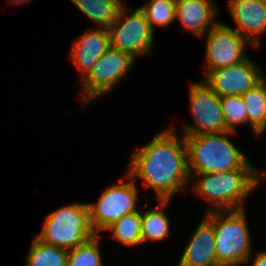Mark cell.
Returning a JSON list of instances; mask_svg holds the SVG:
<instances>
[{
	"label": "cell",
	"instance_id": "cell-1",
	"mask_svg": "<svg viewBox=\"0 0 266 266\" xmlns=\"http://www.w3.org/2000/svg\"><path fill=\"white\" fill-rule=\"evenodd\" d=\"M129 161L127 173L149 185L158 200L170 201L191 179L185 138L179 140L173 126L136 150Z\"/></svg>",
	"mask_w": 266,
	"mask_h": 266
},
{
	"label": "cell",
	"instance_id": "cell-2",
	"mask_svg": "<svg viewBox=\"0 0 266 266\" xmlns=\"http://www.w3.org/2000/svg\"><path fill=\"white\" fill-rule=\"evenodd\" d=\"M236 133L226 131L184 136L190 177L194 178L195 173L215 174L234 169H256L227 137Z\"/></svg>",
	"mask_w": 266,
	"mask_h": 266
},
{
	"label": "cell",
	"instance_id": "cell-3",
	"mask_svg": "<svg viewBox=\"0 0 266 266\" xmlns=\"http://www.w3.org/2000/svg\"><path fill=\"white\" fill-rule=\"evenodd\" d=\"M260 171L234 169L222 173H200L194 184L196 194L211 202L213 211L243 209V201L259 183Z\"/></svg>",
	"mask_w": 266,
	"mask_h": 266
},
{
	"label": "cell",
	"instance_id": "cell-4",
	"mask_svg": "<svg viewBox=\"0 0 266 266\" xmlns=\"http://www.w3.org/2000/svg\"><path fill=\"white\" fill-rule=\"evenodd\" d=\"M213 223L216 258L219 266H238L251 259L252 244L244 209L207 210Z\"/></svg>",
	"mask_w": 266,
	"mask_h": 266
},
{
	"label": "cell",
	"instance_id": "cell-5",
	"mask_svg": "<svg viewBox=\"0 0 266 266\" xmlns=\"http://www.w3.org/2000/svg\"><path fill=\"white\" fill-rule=\"evenodd\" d=\"M94 235L88 204L76 203L49 214L42 231L35 237L45 244L70 250Z\"/></svg>",
	"mask_w": 266,
	"mask_h": 266
},
{
	"label": "cell",
	"instance_id": "cell-6",
	"mask_svg": "<svg viewBox=\"0 0 266 266\" xmlns=\"http://www.w3.org/2000/svg\"><path fill=\"white\" fill-rule=\"evenodd\" d=\"M125 4L121 7L117 19L108 28L110 46L129 54L135 59L138 55L147 54L153 47L154 32L140 8L131 15Z\"/></svg>",
	"mask_w": 266,
	"mask_h": 266
},
{
	"label": "cell",
	"instance_id": "cell-7",
	"mask_svg": "<svg viewBox=\"0 0 266 266\" xmlns=\"http://www.w3.org/2000/svg\"><path fill=\"white\" fill-rule=\"evenodd\" d=\"M123 180L128 182L108 187L96 204H88L90 224L95 232L105 230L124 215L139 211L136 207L137 188L134 179L126 173Z\"/></svg>",
	"mask_w": 266,
	"mask_h": 266
},
{
	"label": "cell",
	"instance_id": "cell-8",
	"mask_svg": "<svg viewBox=\"0 0 266 266\" xmlns=\"http://www.w3.org/2000/svg\"><path fill=\"white\" fill-rule=\"evenodd\" d=\"M190 112L194 125L183 124V135L193 136L229 131L220 105V97L205 83L190 85Z\"/></svg>",
	"mask_w": 266,
	"mask_h": 266
},
{
	"label": "cell",
	"instance_id": "cell-9",
	"mask_svg": "<svg viewBox=\"0 0 266 266\" xmlns=\"http://www.w3.org/2000/svg\"><path fill=\"white\" fill-rule=\"evenodd\" d=\"M135 59L119 49L109 47L99 57L90 73L81 80L84 85L82 99L84 105L91 100L108 93L117 86V83L128 73L133 66Z\"/></svg>",
	"mask_w": 266,
	"mask_h": 266
},
{
	"label": "cell",
	"instance_id": "cell-10",
	"mask_svg": "<svg viewBox=\"0 0 266 266\" xmlns=\"http://www.w3.org/2000/svg\"><path fill=\"white\" fill-rule=\"evenodd\" d=\"M205 36L206 72L239 63L247 57L244 49L249 41L229 25L216 22Z\"/></svg>",
	"mask_w": 266,
	"mask_h": 266
},
{
	"label": "cell",
	"instance_id": "cell-11",
	"mask_svg": "<svg viewBox=\"0 0 266 266\" xmlns=\"http://www.w3.org/2000/svg\"><path fill=\"white\" fill-rule=\"evenodd\" d=\"M204 82L219 96H241L264 76L258 66L245 58L239 63L205 72Z\"/></svg>",
	"mask_w": 266,
	"mask_h": 266
},
{
	"label": "cell",
	"instance_id": "cell-12",
	"mask_svg": "<svg viewBox=\"0 0 266 266\" xmlns=\"http://www.w3.org/2000/svg\"><path fill=\"white\" fill-rule=\"evenodd\" d=\"M230 15L236 30L255 47L266 31V4L262 0H229Z\"/></svg>",
	"mask_w": 266,
	"mask_h": 266
},
{
	"label": "cell",
	"instance_id": "cell-13",
	"mask_svg": "<svg viewBox=\"0 0 266 266\" xmlns=\"http://www.w3.org/2000/svg\"><path fill=\"white\" fill-rule=\"evenodd\" d=\"M70 58L82 72L83 80L92 70L99 57L110 47V34L106 28L88 30L72 43ZM72 54V55H71Z\"/></svg>",
	"mask_w": 266,
	"mask_h": 266
},
{
	"label": "cell",
	"instance_id": "cell-14",
	"mask_svg": "<svg viewBox=\"0 0 266 266\" xmlns=\"http://www.w3.org/2000/svg\"><path fill=\"white\" fill-rule=\"evenodd\" d=\"M213 223L205 216L184 249L178 266H219Z\"/></svg>",
	"mask_w": 266,
	"mask_h": 266
},
{
	"label": "cell",
	"instance_id": "cell-15",
	"mask_svg": "<svg viewBox=\"0 0 266 266\" xmlns=\"http://www.w3.org/2000/svg\"><path fill=\"white\" fill-rule=\"evenodd\" d=\"M212 1L176 0V20H179L184 30L203 37L208 32V28L210 29L217 22L213 21L217 8Z\"/></svg>",
	"mask_w": 266,
	"mask_h": 266
},
{
	"label": "cell",
	"instance_id": "cell-16",
	"mask_svg": "<svg viewBox=\"0 0 266 266\" xmlns=\"http://www.w3.org/2000/svg\"><path fill=\"white\" fill-rule=\"evenodd\" d=\"M266 78L241 95L248 113V123L256 136L266 130Z\"/></svg>",
	"mask_w": 266,
	"mask_h": 266
},
{
	"label": "cell",
	"instance_id": "cell-17",
	"mask_svg": "<svg viewBox=\"0 0 266 266\" xmlns=\"http://www.w3.org/2000/svg\"><path fill=\"white\" fill-rule=\"evenodd\" d=\"M89 19L99 25V28L108 29L117 19L122 0H70Z\"/></svg>",
	"mask_w": 266,
	"mask_h": 266
},
{
	"label": "cell",
	"instance_id": "cell-18",
	"mask_svg": "<svg viewBox=\"0 0 266 266\" xmlns=\"http://www.w3.org/2000/svg\"><path fill=\"white\" fill-rule=\"evenodd\" d=\"M158 202L161 210L150 209L141 214L142 243L149 240L153 242L164 241L169 234V220L163 211L169 200H158Z\"/></svg>",
	"mask_w": 266,
	"mask_h": 266
},
{
	"label": "cell",
	"instance_id": "cell-19",
	"mask_svg": "<svg viewBox=\"0 0 266 266\" xmlns=\"http://www.w3.org/2000/svg\"><path fill=\"white\" fill-rule=\"evenodd\" d=\"M67 249L45 244L34 236L31 248L27 254V266H66Z\"/></svg>",
	"mask_w": 266,
	"mask_h": 266
},
{
	"label": "cell",
	"instance_id": "cell-20",
	"mask_svg": "<svg viewBox=\"0 0 266 266\" xmlns=\"http://www.w3.org/2000/svg\"><path fill=\"white\" fill-rule=\"evenodd\" d=\"M105 230L112 232V237L125 246L142 245V223L140 211L124 215Z\"/></svg>",
	"mask_w": 266,
	"mask_h": 266
},
{
	"label": "cell",
	"instance_id": "cell-21",
	"mask_svg": "<svg viewBox=\"0 0 266 266\" xmlns=\"http://www.w3.org/2000/svg\"><path fill=\"white\" fill-rule=\"evenodd\" d=\"M139 8L153 31L156 25L166 27L176 20V0H149Z\"/></svg>",
	"mask_w": 266,
	"mask_h": 266
},
{
	"label": "cell",
	"instance_id": "cell-22",
	"mask_svg": "<svg viewBox=\"0 0 266 266\" xmlns=\"http://www.w3.org/2000/svg\"><path fill=\"white\" fill-rule=\"evenodd\" d=\"M99 234L68 251L66 266H103L99 249Z\"/></svg>",
	"mask_w": 266,
	"mask_h": 266
},
{
	"label": "cell",
	"instance_id": "cell-23",
	"mask_svg": "<svg viewBox=\"0 0 266 266\" xmlns=\"http://www.w3.org/2000/svg\"><path fill=\"white\" fill-rule=\"evenodd\" d=\"M220 105L223 111L226 128L236 132V126L248 123L246 105L241 96L227 95L220 97Z\"/></svg>",
	"mask_w": 266,
	"mask_h": 266
},
{
	"label": "cell",
	"instance_id": "cell-24",
	"mask_svg": "<svg viewBox=\"0 0 266 266\" xmlns=\"http://www.w3.org/2000/svg\"><path fill=\"white\" fill-rule=\"evenodd\" d=\"M252 266H266V251L257 252Z\"/></svg>",
	"mask_w": 266,
	"mask_h": 266
},
{
	"label": "cell",
	"instance_id": "cell-25",
	"mask_svg": "<svg viewBox=\"0 0 266 266\" xmlns=\"http://www.w3.org/2000/svg\"><path fill=\"white\" fill-rule=\"evenodd\" d=\"M31 0H10V3H14V4H19V3H26L29 2Z\"/></svg>",
	"mask_w": 266,
	"mask_h": 266
}]
</instances>
